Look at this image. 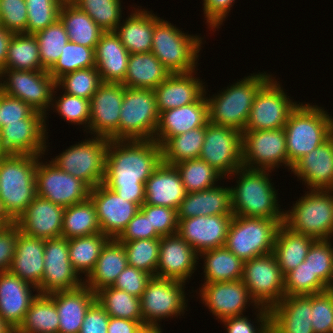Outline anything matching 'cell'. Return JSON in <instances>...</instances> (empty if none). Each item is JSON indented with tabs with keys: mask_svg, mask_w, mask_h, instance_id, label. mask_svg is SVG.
<instances>
[{
	"mask_svg": "<svg viewBox=\"0 0 333 333\" xmlns=\"http://www.w3.org/2000/svg\"><path fill=\"white\" fill-rule=\"evenodd\" d=\"M161 162V146L155 140H109L103 184L141 207L145 182Z\"/></svg>",
	"mask_w": 333,
	"mask_h": 333,
	"instance_id": "6da1fadb",
	"label": "cell"
},
{
	"mask_svg": "<svg viewBox=\"0 0 333 333\" xmlns=\"http://www.w3.org/2000/svg\"><path fill=\"white\" fill-rule=\"evenodd\" d=\"M37 156L7 154L0 158V215L15 222L37 196Z\"/></svg>",
	"mask_w": 333,
	"mask_h": 333,
	"instance_id": "7a4b0ae2",
	"label": "cell"
},
{
	"mask_svg": "<svg viewBox=\"0 0 333 333\" xmlns=\"http://www.w3.org/2000/svg\"><path fill=\"white\" fill-rule=\"evenodd\" d=\"M269 172L272 173L271 170L241 167L230 175L235 176V179L237 175V184L231 186L233 215L266 218L284 223V209H280L278 193Z\"/></svg>",
	"mask_w": 333,
	"mask_h": 333,
	"instance_id": "3957f363",
	"label": "cell"
},
{
	"mask_svg": "<svg viewBox=\"0 0 333 333\" xmlns=\"http://www.w3.org/2000/svg\"><path fill=\"white\" fill-rule=\"evenodd\" d=\"M298 103L284 126L288 154V170L303 156L333 135V117L325 108Z\"/></svg>",
	"mask_w": 333,
	"mask_h": 333,
	"instance_id": "277c9868",
	"label": "cell"
},
{
	"mask_svg": "<svg viewBox=\"0 0 333 333\" xmlns=\"http://www.w3.org/2000/svg\"><path fill=\"white\" fill-rule=\"evenodd\" d=\"M271 77L267 72L251 73L213 97L208 95L209 122L243 132L255 95Z\"/></svg>",
	"mask_w": 333,
	"mask_h": 333,
	"instance_id": "5b68a950",
	"label": "cell"
},
{
	"mask_svg": "<svg viewBox=\"0 0 333 333\" xmlns=\"http://www.w3.org/2000/svg\"><path fill=\"white\" fill-rule=\"evenodd\" d=\"M204 38L184 33L170 22L155 15L151 52L171 74L197 71L199 52ZM196 69V70H195Z\"/></svg>",
	"mask_w": 333,
	"mask_h": 333,
	"instance_id": "8992f818",
	"label": "cell"
},
{
	"mask_svg": "<svg viewBox=\"0 0 333 333\" xmlns=\"http://www.w3.org/2000/svg\"><path fill=\"white\" fill-rule=\"evenodd\" d=\"M284 210V225L291 231L328 240L333 236V190H309Z\"/></svg>",
	"mask_w": 333,
	"mask_h": 333,
	"instance_id": "52a82bcc",
	"label": "cell"
},
{
	"mask_svg": "<svg viewBox=\"0 0 333 333\" xmlns=\"http://www.w3.org/2000/svg\"><path fill=\"white\" fill-rule=\"evenodd\" d=\"M282 221L233 215L225 247L243 262L273 253Z\"/></svg>",
	"mask_w": 333,
	"mask_h": 333,
	"instance_id": "ba28073f",
	"label": "cell"
},
{
	"mask_svg": "<svg viewBox=\"0 0 333 333\" xmlns=\"http://www.w3.org/2000/svg\"><path fill=\"white\" fill-rule=\"evenodd\" d=\"M158 123L155 91L124 86L119 140H154Z\"/></svg>",
	"mask_w": 333,
	"mask_h": 333,
	"instance_id": "9c48e42d",
	"label": "cell"
},
{
	"mask_svg": "<svg viewBox=\"0 0 333 333\" xmlns=\"http://www.w3.org/2000/svg\"><path fill=\"white\" fill-rule=\"evenodd\" d=\"M80 142L51 158V162L93 189L104 182L109 139L92 136Z\"/></svg>",
	"mask_w": 333,
	"mask_h": 333,
	"instance_id": "30bf717a",
	"label": "cell"
},
{
	"mask_svg": "<svg viewBox=\"0 0 333 333\" xmlns=\"http://www.w3.org/2000/svg\"><path fill=\"white\" fill-rule=\"evenodd\" d=\"M185 282L152 277L140 297L143 323L147 328H160L159 322L183 316L187 309Z\"/></svg>",
	"mask_w": 333,
	"mask_h": 333,
	"instance_id": "8fae6325",
	"label": "cell"
},
{
	"mask_svg": "<svg viewBox=\"0 0 333 333\" xmlns=\"http://www.w3.org/2000/svg\"><path fill=\"white\" fill-rule=\"evenodd\" d=\"M55 87L56 80L47 70H0V91L24 101L35 111L44 114L45 120Z\"/></svg>",
	"mask_w": 333,
	"mask_h": 333,
	"instance_id": "7c38bea8",
	"label": "cell"
},
{
	"mask_svg": "<svg viewBox=\"0 0 333 333\" xmlns=\"http://www.w3.org/2000/svg\"><path fill=\"white\" fill-rule=\"evenodd\" d=\"M199 158L228 179L243 167L242 132L208 122Z\"/></svg>",
	"mask_w": 333,
	"mask_h": 333,
	"instance_id": "4fadbf2b",
	"label": "cell"
},
{
	"mask_svg": "<svg viewBox=\"0 0 333 333\" xmlns=\"http://www.w3.org/2000/svg\"><path fill=\"white\" fill-rule=\"evenodd\" d=\"M241 280L258 306L270 309L285 296L284 275L273 253L245 261Z\"/></svg>",
	"mask_w": 333,
	"mask_h": 333,
	"instance_id": "5bb4252c",
	"label": "cell"
},
{
	"mask_svg": "<svg viewBox=\"0 0 333 333\" xmlns=\"http://www.w3.org/2000/svg\"><path fill=\"white\" fill-rule=\"evenodd\" d=\"M286 94L279 81L271 77L255 95L244 131L284 128L298 105Z\"/></svg>",
	"mask_w": 333,
	"mask_h": 333,
	"instance_id": "9a60e30c",
	"label": "cell"
},
{
	"mask_svg": "<svg viewBox=\"0 0 333 333\" xmlns=\"http://www.w3.org/2000/svg\"><path fill=\"white\" fill-rule=\"evenodd\" d=\"M243 167L271 170L288 168L284 128L242 132Z\"/></svg>",
	"mask_w": 333,
	"mask_h": 333,
	"instance_id": "2e32d148",
	"label": "cell"
},
{
	"mask_svg": "<svg viewBox=\"0 0 333 333\" xmlns=\"http://www.w3.org/2000/svg\"><path fill=\"white\" fill-rule=\"evenodd\" d=\"M37 156V196L64 208L88 200L91 188L71 174L62 171L51 161L43 163ZM41 160V161H40Z\"/></svg>",
	"mask_w": 333,
	"mask_h": 333,
	"instance_id": "e0dca14e",
	"label": "cell"
},
{
	"mask_svg": "<svg viewBox=\"0 0 333 333\" xmlns=\"http://www.w3.org/2000/svg\"><path fill=\"white\" fill-rule=\"evenodd\" d=\"M46 126L45 115L35 110L26 119L4 125L0 130L2 150L6 154L47 155Z\"/></svg>",
	"mask_w": 333,
	"mask_h": 333,
	"instance_id": "ac0fdd59",
	"label": "cell"
},
{
	"mask_svg": "<svg viewBox=\"0 0 333 333\" xmlns=\"http://www.w3.org/2000/svg\"><path fill=\"white\" fill-rule=\"evenodd\" d=\"M84 284L69 260L68 239L64 237L44 240V274L39 294L73 290Z\"/></svg>",
	"mask_w": 333,
	"mask_h": 333,
	"instance_id": "d6986e66",
	"label": "cell"
},
{
	"mask_svg": "<svg viewBox=\"0 0 333 333\" xmlns=\"http://www.w3.org/2000/svg\"><path fill=\"white\" fill-rule=\"evenodd\" d=\"M124 85L103 83L90 99V135L119 140L120 109Z\"/></svg>",
	"mask_w": 333,
	"mask_h": 333,
	"instance_id": "ffe728a7",
	"label": "cell"
},
{
	"mask_svg": "<svg viewBox=\"0 0 333 333\" xmlns=\"http://www.w3.org/2000/svg\"><path fill=\"white\" fill-rule=\"evenodd\" d=\"M199 291L200 300L220 322L226 318L243 315L244 310L251 304L255 310L258 307L242 280L204 283Z\"/></svg>",
	"mask_w": 333,
	"mask_h": 333,
	"instance_id": "44dd1931",
	"label": "cell"
},
{
	"mask_svg": "<svg viewBox=\"0 0 333 333\" xmlns=\"http://www.w3.org/2000/svg\"><path fill=\"white\" fill-rule=\"evenodd\" d=\"M89 198L95 205L101 233L109 238H117L140 210L136 203L127 201L103 183L91 189Z\"/></svg>",
	"mask_w": 333,
	"mask_h": 333,
	"instance_id": "7402d4cb",
	"label": "cell"
},
{
	"mask_svg": "<svg viewBox=\"0 0 333 333\" xmlns=\"http://www.w3.org/2000/svg\"><path fill=\"white\" fill-rule=\"evenodd\" d=\"M233 215L197 216L178 219L177 234L198 254L224 247Z\"/></svg>",
	"mask_w": 333,
	"mask_h": 333,
	"instance_id": "603a6c76",
	"label": "cell"
},
{
	"mask_svg": "<svg viewBox=\"0 0 333 333\" xmlns=\"http://www.w3.org/2000/svg\"><path fill=\"white\" fill-rule=\"evenodd\" d=\"M197 260L198 253L177 233L161 237L156 277L189 282Z\"/></svg>",
	"mask_w": 333,
	"mask_h": 333,
	"instance_id": "cb8c5ba5",
	"label": "cell"
},
{
	"mask_svg": "<svg viewBox=\"0 0 333 333\" xmlns=\"http://www.w3.org/2000/svg\"><path fill=\"white\" fill-rule=\"evenodd\" d=\"M65 208L36 196L15 221L27 236L48 240L61 237Z\"/></svg>",
	"mask_w": 333,
	"mask_h": 333,
	"instance_id": "d4e9b609",
	"label": "cell"
},
{
	"mask_svg": "<svg viewBox=\"0 0 333 333\" xmlns=\"http://www.w3.org/2000/svg\"><path fill=\"white\" fill-rule=\"evenodd\" d=\"M204 94L194 103L168 109L159 114V123L154 140L161 146L169 137L203 127L209 122L208 101Z\"/></svg>",
	"mask_w": 333,
	"mask_h": 333,
	"instance_id": "484cf974",
	"label": "cell"
},
{
	"mask_svg": "<svg viewBox=\"0 0 333 333\" xmlns=\"http://www.w3.org/2000/svg\"><path fill=\"white\" fill-rule=\"evenodd\" d=\"M38 294L36 287L17 275L0 272V317L15 331Z\"/></svg>",
	"mask_w": 333,
	"mask_h": 333,
	"instance_id": "4316f807",
	"label": "cell"
},
{
	"mask_svg": "<svg viewBox=\"0 0 333 333\" xmlns=\"http://www.w3.org/2000/svg\"><path fill=\"white\" fill-rule=\"evenodd\" d=\"M309 190H333V135L291 169Z\"/></svg>",
	"mask_w": 333,
	"mask_h": 333,
	"instance_id": "83f0119b",
	"label": "cell"
},
{
	"mask_svg": "<svg viewBox=\"0 0 333 333\" xmlns=\"http://www.w3.org/2000/svg\"><path fill=\"white\" fill-rule=\"evenodd\" d=\"M312 295L284 296L270 310L271 333H314Z\"/></svg>",
	"mask_w": 333,
	"mask_h": 333,
	"instance_id": "f1b7e54d",
	"label": "cell"
},
{
	"mask_svg": "<svg viewBox=\"0 0 333 333\" xmlns=\"http://www.w3.org/2000/svg\"><path fill=\"white\" fill-rule=\"evenodd\" d=\"M186 194L180 173L176 167L161 162L145 182L144 204L178 210Z\"/></svg>",
	"mask_w": 333,
	"mask_h": 333,
	"instance_id": "f546056e",
	"label": "cell"
},
{
	"mask_svg": "<svg viewBox=\"0 0 333 333\" xmlns=\"http://www.w3.org/2000/svg\"><path fill=\"white\" fill-rule=\"evenodd\" d=\"M196 73L171 74L154 89L159 114L194 103L204 94L205 82Z\"/></svg>",
	"mask_w": 333,
	"mask_h": 333,
	"instance_id": "4dcf8cb0",
	"label": "cell"
},
{
	"mask_svg": "<svg viewBox=\"0 0 333 333\" xmlns=\"http://www.w3.org/2000/svg\"><path fill=\"white\" fill-rule=\"evenodd\" d=\"M48 295L57 308L58 333H80L85 315L96 301V293L83 284L73 290L57 291Z\"/></svg>",
	"mask_w": 333,
	"mask_h": 333,
	"instance_id": "1f68e13d",
	"label": "cell"
},
{
	"mask_svg": "<svg viewBox=\"0 0 333 333\" xmlns=\"http://www.w3.org/2000/svg\"><path fill=\"white\" fill-rule=\"evenodd\" d=\"M95 68L103 83L122 84L130 53L115 31L103 32L95 47Z\"/></svg>",
	"mask_w": 333,
	"mask_h": 333,
	"instance_id": "d6a6232c",
	"label": "cell"
},
{
	"mask_svg": "<svg viewBox=\"0 0 333 333\" xmlns=\"http://www.w3.org/2000/svg\"><path fill=\"white\" fill-rule=\"evenodd\" d=\"M8 271L38 288L44 274V240L27 236L18 227L16 251Z\"/></svg>",
	"mask_w": 333,
	"mask_h": 333,
	"instance_id": "836d02e7",
	"label": "cell"
},
{
	"mask_svg": "<svg viewBox=\"0 0 333 333\" xmlns=\"http://www.w3.org/2000/svg\"><path fill=\"white\" fill-rule=\"evenodd\" d=\"M177 213L178 219L203 215H233L231 187L216 185L203 191L187 193Z\"/></svg>",
	"mask_w": 333,
	"mask_h": 333,
	"instance_id": "e575fe53",
	"label": "cell"
},
{
	"mask_svg": "<svg viewBox=\"0 0 333 333\" xmlns=\"http://www.w3.org/2000/svg\"><path fill=\"white\" fill-rule=\"evenodd\" d=\"M127 266V255L123 244L116 238H110L102 247L94 268L84 278V285L94 293L104 287L112 286Z\"/></svg>",
	"mask_w": 333,
	"mask_h": 333,
	"instance_id": "d590c367",
	"label": "cell"
},
{
	"mask_svg": "<svg viewBox=\"0 0 333 333\" xmlns=\"http://www.w3.org/2000/svg\"><path fill=\"white\" fill-rule=\"evenodd\" d=\"M141 8L142 6L134 8L135 11L115 29V33L130 54L148 53L152 48L155 14Z\"/></svg>",
	"mask_w": 333,
	"mask_h": 333,
	"instance_id": "8d00e7d4",
	"label": "cell"
},
{
	"mask_svg": "<svg viewBox=\"0 0 333 333\" xmlns=\"http://www.w3.org/2000/svg\"><path fill=\"white\" fill-rule=\"evenodd\" d=\"M170 75L171 73L152 52L134 53L129 56L122 84L128 88L154 90Z\"/></svg>",
	"mask_w": 333,
	"mask_h": 333,
	"instance_id": "74e56055",
	"label": "cell"
},
{
	"mask_svg": "<svg viewBox=\"0 0 333 333\" xmlns=\"http://www.w3.org/2000/svg\"><path fill=\"white\" fill-rule=\"evenodd\" d=\"M314 241L313 237L295 233L284 224L279 227L273 254L284 276L305 261Z\"/></svg>",
	"mask_w": 333,
	"mask_h": 333,
	"instance_id": "f35d334b",
	"label": "cell"
},
{
	"mask_svg": "<svg viewBox=\"0 0 333 333\" xmlns=\"http://www.w3.org/2000/svg\"><path fill=\"white\" fill-rule=\"evenodd\" d=\"M198 257L204 259V283L241 280L244 262L225 246L203 251Z\"/></svg>",
	"mask_w": 333,
	"mask_h": 333,
	"instance_id": "ab89813d",
	"label": "cell"
},
{
	"mask_svg": "<svg viewBox=\"0 0 333 333\" xmlns=\"http://www.w3.org/2000/svg\"><path fill=\"white\" fill-rule=\"evenodd\" d=\"M59 19L65 27L70 42L95 50L96 44L104 31L87 13L80 10L73 3H63Z\"/></svg>",
	"mask_w": 333,
	"mask_h": 333,
	"instance_id": "60d3db41",
	"label": "cell"
},
{
	"mask_svg": "<svg viewBox=\"0 0 333 333\" xmlns=\"http://www.w3.org/2000/svg\"><path fill=\"white\" fill-rule=\"evenodd\" d=\"M58 328L59 317L53 299L48 294H38L14 333H58Z\"/></svg>",
	"mask_w": 333,
	"mask_h": 333,
	"instance_id": "b9f144b4",
	"label": "cell"
},
{
	"mask_svg": "<svg viewBox=\"0 0 333 333\" xmlns=\"http://www.w3.org/2000/svg\"><path fill=\"white\" fill-rule=\"evenodd\" d=\"M204 138L205 126L169 137L161 145L162 162L174 166L186 160L199 158Z\"/></svg>",
	"mask_w": 333,
	"mask_h": 333,
	"instance_id": "7bdbcfd3",
	"label": "cell"
},
{
	"mask_svg": "<svg viewBox=\"0 0 333 333\" xmlns=\"http://www.w3.org/2000/svg\"><path fill=\"white\" fill-rule=\"evenodd\" d=\"M96 233H101V229L95 205L90 198L65 208L61 237L71 239Z\"/></svg>",
	"mask_w": 333,
	"mask_h": 333,
	"instance_id": "ee69618b",
	"label": "cell"
},
{
	"mask_svg": "<svg viewBox=\"0 0 333 333\" xmlns=\"http://www.w3.org/2000/svg\"><path fill=\"white\" fill-rule=\"evenodd\" d=\"M109 239L103 233L68 239L69 260L81 278L82 273L87 277L94 268L102 247Z\"/></svg>",
	"mask_w": 333,
	"mask_h": 333,
	"instance_id": "f6af8a7d",
	"label": "cell"
},
{
	"mask_svg": "<svg viewBox=\"0 0 333 333\" xmlns=\"http://www.w3.org/2000/svg\"><path fill=\"white\" fill-rule=\"evenodd\" d=\"M2 69L45 70L41 64L39 44L34 34H13L8 46L6 64Z\"/></svg>",
	"mask_w": 333,
	"mask_h": 333,
	"instance_id": "bcb514c9",
	"label": "cell"
},
{
	"mask_svg": "<svg viewBox=\"0 0 333 333\" xmlns=\"http://www.w3.org/2000/svg\"><path fill=\"white\" fill-rule=\"evenodd\" d=\"M97 302L110 317L143 321L140 298L111 286L96 292Z\"/></svg>",
	"mask_w": 333,
	"mask_h": 333,
	"instance_id": "7dc6e473",
	"label": "cell"
},
{
	"mask_svg": "<svg viewBox=\"0 0 333 333\" xmlns=\"http://www.w3.org/2000/svg\"><path fill=\"white\" fill-rule=\"evenodd\" d=\"M180 173L186 193L215 187L224 177L201 158L186 160L174 165Z\"/></svg>",
	"mask_w": 333,
	"mask_h": 333,
	"instance_id": "c3c4849f",
	"label": "cell"
},
{
	"mask_svg": "<svg viewBox=\"0 0 333 333\" xmlns=\"http://www.w3.org/2000/svg\"><path fill=\"white\" fill-rule=\"evenodd\" d=\"M39 44L42 67L49 71L61 56L64 46L69 42L68 34L60 19L47 28L34 34Z\"/></svg>",
	"mask_w": 333,
	"mask_h": 333,
	"instance_id": "681fc988",
	"label": "cell"
},
{
	"mask_svg": "<svg viewBox=\"0 0 333 333\" xmlns=\"http://www.w3.org/2000/svg\"><path fill=\"white\" fill-rule=\"evenodd\" d=\"M121 0H75L73 2L80 10L87 13L104 31H115L122 21Z\"/></svg>",
	"mask_w": 333,
	"mask_h": 333,
	"instance_id": "f907efd6",
	"label": "cell"
},
{
	"mask_svg": "<svg viewBox=\"0 0 333 333\" xmlns=\"http://www.w3.org/2000/svg\"><path fill=\"white\" fill-rule=\"evenodd\" d=\"M120 243H122L125 248L128 265L156 277L160 238L139 239Z\"/></svg>",
	"mask_w": 333,
	"mask_h": 333,
	"instance_id": "816d5d0a",
	"label": "cell"
},
{
	"mask_svg": "<svg viewBox=\"0 0 333 333\" xmlns=\"http://www.w3.org/2000/svg\"><path fill=\"white\" fill-rule=\"evenodd\" d=\"M90 67H95L94 49L69 41L58 61L48 72L57 81L67 73Z\"/></svg>",
	"mask_w": 333,
	"mask_h": 333,
	"instance_id": "f5cc1de1",
	"label": "cell"
},
{
	"mask_svg": "<svg viewBox=\"0 0 333 333\" xmlns=\"http://www.w3.org/2000/svg\"><path fill=\"white\" fill-rule=\"evenodd\" d=\"M102 84L101 76L95 67L67 73L56 81L62 92L87 100L91 99Z\"/></svg>",
	"mask_w": 333,
	"mask_h": 333,
	"instance_id": "db71d44e",
	"label": "cell"
},
{
	"mask_svg": "<svg viewBox=\"0 0 333 333\" xmlns=\"http://www.w3.org/2000/svg\"><path fill=\"white\" fill-rule=\"evenodd\" d=\"M56 90V91H55ZM58 86L56 85L51 103V110L61 116L62 119L66 120L68 123L82 125L85 127L86 133L89 128L90 120V100L69 95L63 92L60 97L56 98V93ZM55 98V99H54ZM53 107V109H52ZM85 125V126H84Z\"/></svg>",
	"mask_w": 333,
	"mask_h": 333,
	"instance_id": "11a10c76",
	"label": "cell"
},
{
	"mask_svg": "<svg viewBox=\"0 0 333 333\" xmlns=\"http://www.w3.org/2000/svg\"><path fill=\"white\" fill-rule=\"evenodd\" d=\"M285 296L312 295L328 290V287L313 275L308 264L302 262L284 276Z\"/></svg>",
	"mask_w": 333,
	"mask_h": 333,
	"instance_id": "9f6ffc18",
	"label": "cell"
},
{
	"mask_svg": "<svg viewBox=\"0 0 333 333\" xmlns=\"http://www.w3.org/2000/svg\"><path fill=\"white\" fill-rule=\"evenodd\" d=\"M27 6L26 34H35L59 19L61 0H25Z\"/></svg>",
	"mask_w": 333,
	"mask_h": 333,
	"instance_id": "6f0895ef",
	"label": "cell"
},
{
	"mask_svg": "<svg viewBox=\"0 0 333 333\" xmlns=\"http://www.w3.org/2000/svg\"><path fill=\"white\" fill-rule=\"evenodd\" d=\"M333 244L331 240H315L305 258L313 275H316L328 288L333 278Z\"/></svg>",
	"mask_w": 333,
	"mask_h": 333,
	"instance_id": "680465c9",
	"label": "cell"
},
{
	"mask_svg": "<svg viewBox=\"0 0 333 333\" xmlns=\"http://www.w3.org/2000/svg\"><path fill=\"white\" fill-rule=\"evenodd\" d=\"M311 322L314 333H332L333 291L312 294Z\"/></svg>",
	"mask_w": 333,
	"mask_h": 333,
	"instance_id": "91938a15",
	"label": "cell"
},
{
	"mask_svg": "<svg viewBox=\"0 0 333 333\" xmlns=\"http://www.w3.org/2000/svg\"><path fill=\"white\" fill-rule=\"evenodd\" d=\"M256 321H252L247 315L230 317L222 320L226 333H271L270 330V310L269 308L258 306L256 308ZM257 323V326L253 325ZM258 327V328H257Z\"/></svg>",
	"mask_w": 333,
	"mask_h": 333,
	"instance_id": "94428289",
	"label": "cell"
},
{
	"mask_svg": "<svg viewBox=\"0 0 333 333\" xmlns=\"http://www.w3.org/2000/svg\"><path fill=\"white\" fill-rule=\"evenodd\" d=\"M140 210L149 217L151 228H155L161 237L177 233L179 223L177 210L144 203Z\"/></svg>",
	"mask_w": 333,
	"mask_h": 333,
	"instance_id": "6125c7cd",
	"label": "cell"
},
{
	"mask_svg": "<svg viewBox=\"0 0 333 333\" xmlns=\"http://www.w3.org/2000/svg\"><path fill=\"white\" fill-rule=\"evenodd\" d=\"M0 24L13 34H26V1L0 0Z\"/></svg>",
	"mask_w": 333,
	"mask_h": 333,
	"instance_id": "be15d7a7",
	"label": "cell"
},
{
	"mask_svg": "<svg viewBox=\"0 0 333 333\" xmlns=\"http://www.w3.org/2000/svg\"><path fill=\"white\" fill-rule=\"evenodd\" d=\"M153 276L149 273L128 265L118 275L111 287L124 290L125 292L140 298L146 289L147 283Z\"/></svg>",
	"mask_w": 333,
	"mask_h": 333,
	"instance_id": "e7e4bbea",
	"label": "cell"
},
{
	"mask_svg": "<svg viewBox=\"0 0 333 333\" xmlns=\"http://www.w3.org/2000/svg\"><path fill=\"white\" fill-rule=\"evenodd\" d=\"M154 238H161V236L156 232L155 228H151L149 217L139 210L116 239L119 242H127Z\"/></svg>",
	"mask_w": 333,
	"mask_h": 333,
	"instance_id": "03108f58",
	"label": "cell"
},
{
	"mask_svg": "<svg viewBox=\"0 0 333 333\" xmlns=\"http://www.w3.org/2000/svg\"><path fill=\"white\" fill-rule=\"evenodd\" d=\"M34 109L24 101L13 98L0 91V121L2 127L8 123L26 119Z\"/></svg>",
	"mask_w": 333,
	"mask_h": 333,
	"instance_id": "003e7915",
	"label": "cell"
},
{
	"mask_svg": "<svg viewBox=\"0 0 333 333\" xmlns=\"http://www.w3.org/2000/svg\"><path fill=\"white\" fill-rule=\"evenodd\" d=\"M18 225L6 222L0 227V272L8 271L16 251Z\"/></svg>",
	"mask_w": 333,
	"mask_h": 333,
	"instance_id": "a7ac6f4b",
	"label": "cell"
},
{
	"mask_svg": "<svg viewBox=\"0 0 333 333\" xmlns=\"http://www.w3.org/2000/svg\"><path fill=\"white\" fill-rule=\"evenodd\" d=\"M232 4H235V0H203L204 19L206 18L209 30L214 32L220 28L228 17Z\"/></svg>",
	"mask_w": 333,
	"mask_h": 333,
	"instance_id": "89a4df30",
	"label": "cell"
},
{
	"mask_svg": "<svg viewBox=\"0 0 333 333\" xmlns=\"http://www.w3.org/2000/svg\"><path fill=\"white\" fill-rule=\"evenodd\" d=\"M109 319L110 316L96 300L85 315L80 333H108Z\"/></svg>",
	"mask_w": 333,
	"mask_h": 333,
	"instance_id": "2644e50d",
	"label": "cell"
},
{
	"mask_svg": "<svg viewBox=\"0 0 333 333\" xmlns=\"http://www.w3.org/2000/svg\"><path fill=\"white\" fill-rule=\"evenodd\" d=\"M146 328L143 321L110 317L107 331L108 333H142Z\"/></svg>",
	"mask_w": 333,
	"mask_h": 333,
	"instance_id": "8c879c8a",
	"label": "cell"
},
{
	"mask_svg": "<svg viewBox=\"0 0 333 333\" xmlns=\"http://www.w3.org/2000/svg\"><path fill=\"white\" fill-rule=\"evenodd\" d=\"M13 33L8 31L0 24V70L5 66L8 46L12 39Z\"/></svg>",
	"mask_w": 333,
	"mask_h": 333,
	"instance_id": "753ad0ef",
	"label": "cell"
},
{
	"mask_svg": "<svg viewBox=\"0 0 333 333\" xmlns=\"http://www.w3.org/2000/svg\"><path fill=\"white\" fill-rule=\"evenodd\" d=\"M0 333H14V330L0 317Z\"/></svg>",
	"mask_w": 333,
	"mask_h": 333,
	"instance_id": "34e18365",
	"label": "cell"
},
{
	"mask_svg": "<svg viewBox=\"0 0 333 333\" xmlns=\"http://www.w3.org/2000/svg\"><path fill=\"white\" fill-rule=\"evenodd\" d=\"M160 328H146L142 333H162L163 330Z\"/></svg>",
	"mask_w": 333,
	"mask_h": 333,
	"instance_id": "11e5206c",
	"label": "cell"
},
{
	"mask_svg": "<svg viewBox=\"0 0 333 333\" xmlns=\"http://www.w3.org/2000/svg\"><path fill=\"white\" fill-rule=\"evenodd\" d=\"M7 155L3 150H2V147H1V140H0V158Z\"/></svg>",
	"mask_w": 333,
	"mask_h": 333,
	"instance_id": "2a66077c",
	"label": "cell"
},
{
	"mask_svg": "<svg viewBox=\"0 0 333 333\" xmlns=\"http://www.w3.org/2000/svg\"><path fill=\"white\" fill-rule=\"evenodd\" d=\"M6 223V221L2 218V216L0 215V227Z\"/></svg>",
	"mask_w": 333,
	"mask_h": 333,
	"instance_id": "b9fcfbb0",
	"label": "cell"
},
{
	"mask_svg": "<svg viewBox=\"0 0 333 333\" xmlns=\"http://www.w3.org/2000/svg\"><path fill=\"white\" fill-rule=\"evenodd\" d=\"M75 0H61L62 3H73Z\"/></svg>",
	"mask_w": 333,
	"mask_h": 333,
	"instance_id": "09005b40",
	"label": "cell"
},
{
	"mask_svg": "<svg viewBox=\"0 0 333 333\" xmlns=\"http://www.w3.org/2000/svg\"><path fill=\"white\" fill-rule=\"evenodd\" d=\"M328 290H332L333 291V278H332V281H331V284H330Z\"/></svg>",
	"mask_w": 333,
	"mask_h": 333,
	"instance_id": "979ff035",
	"label": "cell"
}]
</instances>
